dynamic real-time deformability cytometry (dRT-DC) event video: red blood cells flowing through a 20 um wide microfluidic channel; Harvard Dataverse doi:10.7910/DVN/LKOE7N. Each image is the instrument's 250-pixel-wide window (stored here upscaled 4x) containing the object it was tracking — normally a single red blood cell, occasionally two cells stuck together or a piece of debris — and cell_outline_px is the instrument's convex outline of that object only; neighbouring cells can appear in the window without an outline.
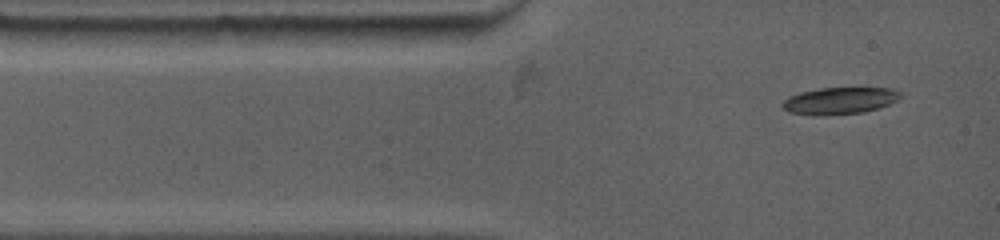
{"species": "common noctule bat (a hibernating species)", "species_latin": "Nyctalus noctula", "temperature_condition": "warm", "stored_images_in_passage": 5, "camera_frame_rate_fps": 4500, "um_per_image_px": 0.085, "animal": {"sex": "female", "body_mass_g": 19.0, "forearm_length_mm": 53.3}, "frame": {"image": 1, "passage_image": 1, "time_ms": 0.0, "image_size_px": [1000, 240], "cell_outline_px": [[900, 96], [896, 100], [888, 104], [864, 112], [824, 116], [788, 112], [780, 104], [788, 96], [800, 92], [820, 88], [888, 88], [900, 92]], "centroid_in_image_um": [71.3, 8.56], "position_along_channel_um": 13.7, "area_um2": 18.32}}
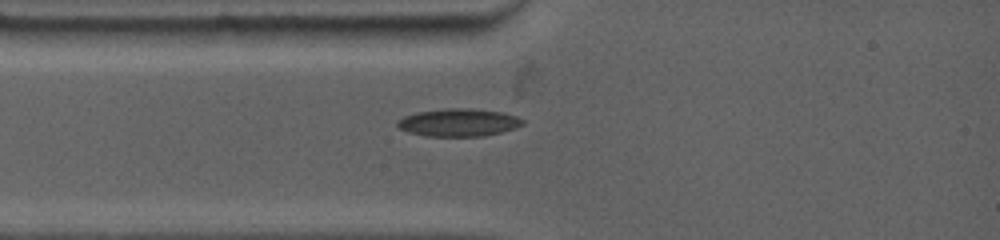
{"frame": {"image": 2, "passage_image": 3, "time_ms": 1.556, "image_size_px": [1000, 240], "cell_outline_px": [[524, 124], [516, 128], [484, 136], [424, 136], [408, 132], [400, 128], [396, 124], [396, 120], [404, 116], [416, 112], [448, 108], [468, 108], [504, 112], [516, 116], [524, 120]], "centroid_in_image_um": [38.98, 10.41], "position_along_channel_um": 46.0, "area_um2": 20.35}}
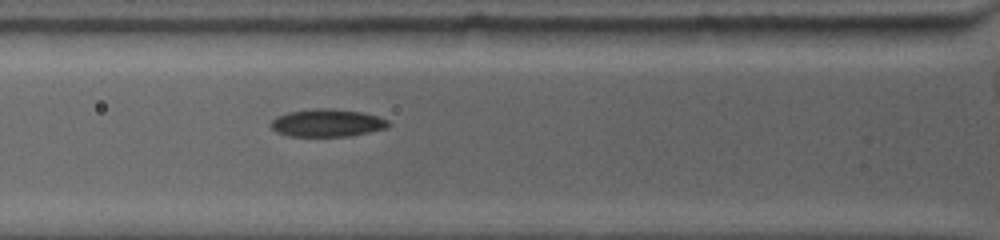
{"frame": {"image": 3, "passage_image": 5, "time_ms": 2.889, "image_size_px": [1000, 240], "cell_outline_px": [[392, 124], [388, 128], [348, 136], [292, 136], [276, 132], [268, 124], [276, 116], [288, 112], [316, 108], [332, 108], [360, 112], [376, 116], [388, 120]], "centroid_in_image_um": [27.8, 10.44], "position_along_channel_um": 98.0, "area_um2": 18.96}}